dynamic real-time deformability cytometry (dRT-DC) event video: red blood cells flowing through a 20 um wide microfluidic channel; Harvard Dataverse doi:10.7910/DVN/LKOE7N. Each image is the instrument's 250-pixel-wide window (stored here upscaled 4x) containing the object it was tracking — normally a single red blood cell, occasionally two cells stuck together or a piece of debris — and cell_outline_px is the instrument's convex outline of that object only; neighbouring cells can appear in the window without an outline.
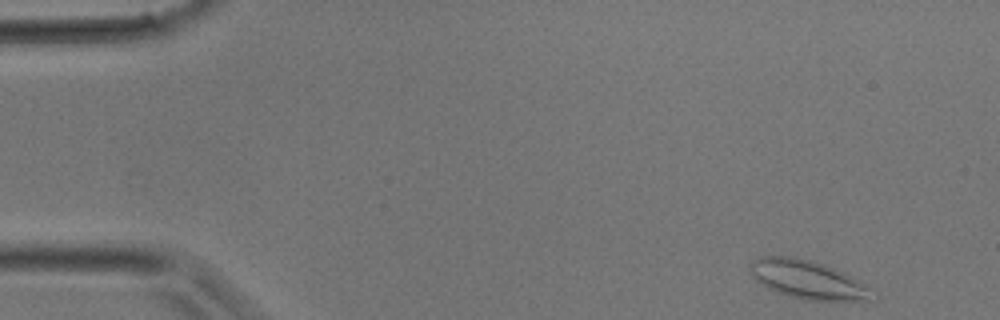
{"species": "common noctule bat (a hibernating species)", "species_latin": "Nyctalus noctula", "temperature_condition": "room temperature", "stored_images_in_passage": 34, "camera_frame_rate_fps": 3000, "um_per_image_px": 0.085, "animal": {"sex": "male", "body_mass_g": 17.9}, "frame": {"image": 1, "passage_image": 1, "time_ms": 0.0, "image_size_px": [1000, 320], "cell_outline_px": [[872, 300], [804, 300], [788, 296], [768, 288], [756, 280], [752, 276], [752, 260], [760, 256], [796, 256], [824, 264], [844, 272], [852, 276], [872, 288]], "centroid_in_image_um": [68.67, 23.76], "position_along_channel_um": 16.3, "area_um2": 27.28}}
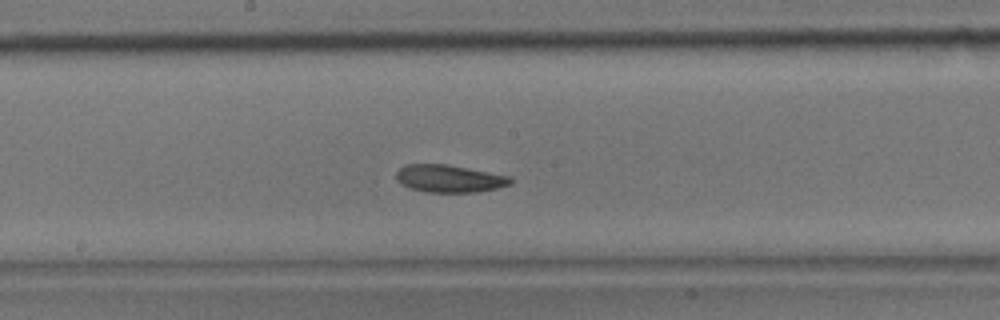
{"frame": {"image": 2, "passage_image": 17, "time_ms": 5.333, "image_size_px": [1000, 320], "cell_outline_px": [[512, 184], [496, 188], [476, 192], [428, 192], [408, 188], [400, 184], [396, 180], [396, 172], [404, 164], [448, 164], [512, 176]], "centroid_in_image_um": [38.18, 15.17], "position_along_channel_um": 210.0, "area_um2": 18.55}}
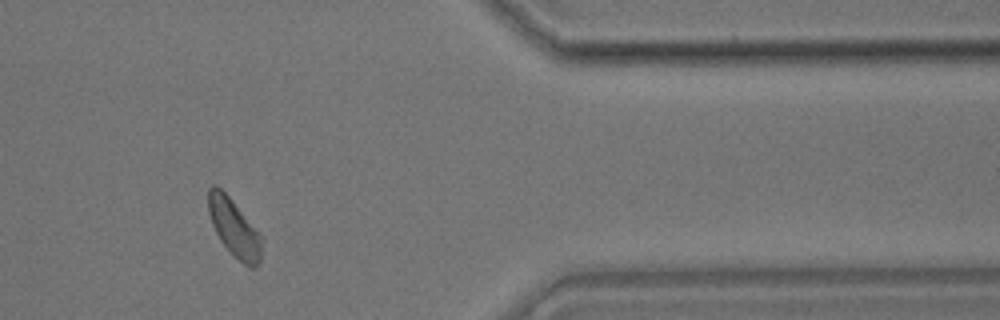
{"frame": {"image": 3, "passage_image": 28, "time_ms": 9.0, "image_size_px": [1000, 320], "cell_outline_px": [[260, 260], [256, 268], [248, 268], [220, 240], [212, 224], [208, 212], [208, 188], [212, 184], [220, 188], [232, 200], [260, 232]], "centroid_in_image_um": [19.89, 19.34], "position_along_channel_um": 391.5, "area_um2": 17.57}}